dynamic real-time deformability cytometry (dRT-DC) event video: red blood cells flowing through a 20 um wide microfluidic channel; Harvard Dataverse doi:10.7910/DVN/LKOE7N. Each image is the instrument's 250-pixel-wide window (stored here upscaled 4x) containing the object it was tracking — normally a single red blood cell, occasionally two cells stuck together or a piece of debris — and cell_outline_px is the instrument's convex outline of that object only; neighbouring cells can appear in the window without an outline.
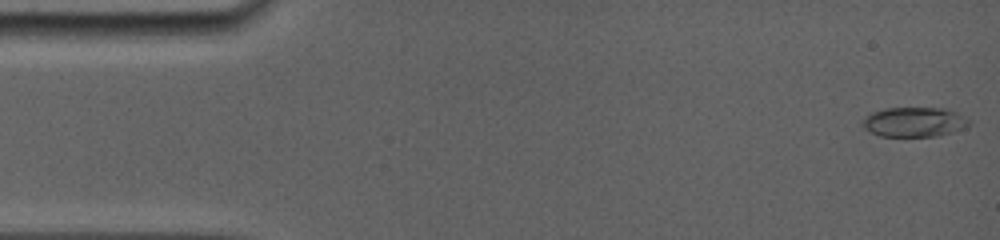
{"species": "common noctule bat (a hibernating species)", "species_latin": "Nyctalus noctula", "temperature_condition": "room temperature", "stored_images_in_passage": 39, "camera_frame_rate_fps": 5000, "um_per_image_px": 0.085, "animal": {"sex": "female", "body_mass_g": 19.0, "forearm_length_mm": 56.7}, "frame": {"image": 1, "passage_image": 1, "time_ms": 0.0, "image_size_px": [1000, 240], "cell_outline_px": [[968, 124], [964, 128], [936, 136], [880, 136], [864, 128], [860, 124], [860, 120], [872, 112], [884, 108], [944, 108], [956, 112], [968, 120]], "centroid_in_image_um": [77.63, 10.36], "position_along_channel_um": 7.4, "area_um2": 18.26}}
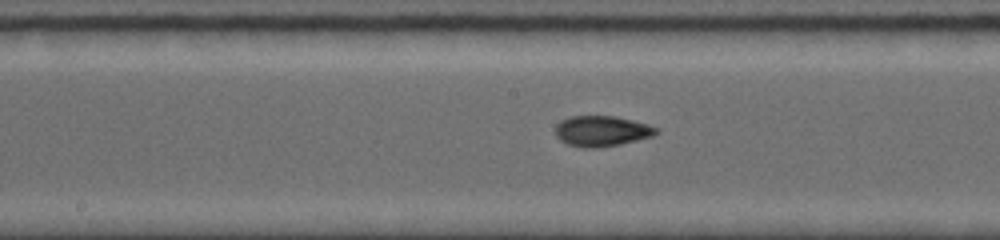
{"frame": {"image": 2, "passage_image": 23, "time_ms": 8.0, "image_size_px": [1000, 240], "cell_outline_px": [[660, 132], [652, 136], [620, 144], [596, 148], [584, 148], [568, 144], [560, 140], [556, 136], [556, 124], [560, 120], [572, 116], [612, 116], [632, 120], [648, 124], [660, 128]], "centroid_in_image_um": [51.16, 11.14], "position_along_channel_um": 197.0, "area_um2": 17.98}}
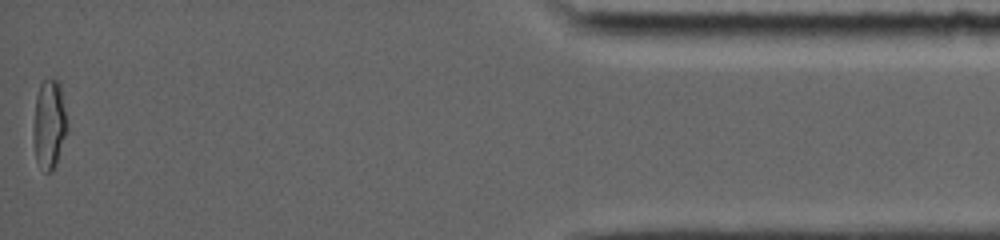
{"frame": {"image": 3, "passage_image": 39, "time_ms": 15.8, "image_size_px": [1000, 240], "cell_outline_px": [[68, 128], [56, 164], [52, 172], [44, 172], [36, 160], [32, 132], [36, 96], [40, 84], [44, 80], [60, 80]], "centroid_in_image_um": [4.18, 10.56], "position_along_channel_um": 431.0, "area_um2": 17.74}, "authors_computed_cell_mechanics": {"area_um2": 17.5134, "velocity_mm_per_s": 3.8889, "shape_relaxation_time_tau1_ms": null, "shape_relaxation_time_tau2_ms": 1.0425, "deformation_change_tau1": null, "deformation_change_tau2": 0.0319}}